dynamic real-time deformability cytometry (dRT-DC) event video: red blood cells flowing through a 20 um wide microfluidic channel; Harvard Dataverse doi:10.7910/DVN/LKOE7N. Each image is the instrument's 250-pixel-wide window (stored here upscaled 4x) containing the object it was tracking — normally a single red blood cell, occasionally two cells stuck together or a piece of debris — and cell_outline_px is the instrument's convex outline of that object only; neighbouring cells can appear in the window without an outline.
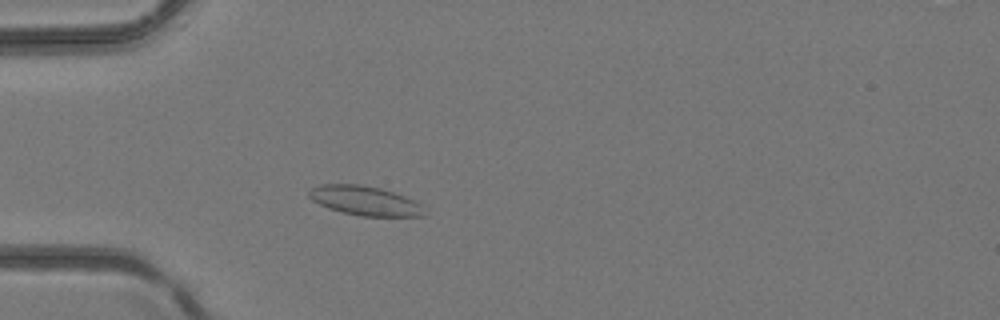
{"species": "common noctule bat (a hibernating species)", "species_latin": "Nyctalus noctula", "temperature_condition": "room temperature", "stored_images_in_passage": 37, "camera_frame_rate_fps": 3000, "um_per_image_px": 0.085, "animal": {"sex": "female", "body_mass_g": 24.6, "forearm_length_mm": 56.2}, "frame": {"image": 1, "passage_image": 8, "time_ms": 2.333, "image_size_px": [1000, 320], "cell_outline_px": [[424, 216], [360, 216], [328, 208], [312, 200], [308, 196], [308, 192], [312, 188], [320, 184], [356, 184], [380, 188], [404, 196], [420, 204]], "centroid_in_image_um": [30.96, 17.05], "position_along_channel_um": 54.0, "area_um2": 19.36}}
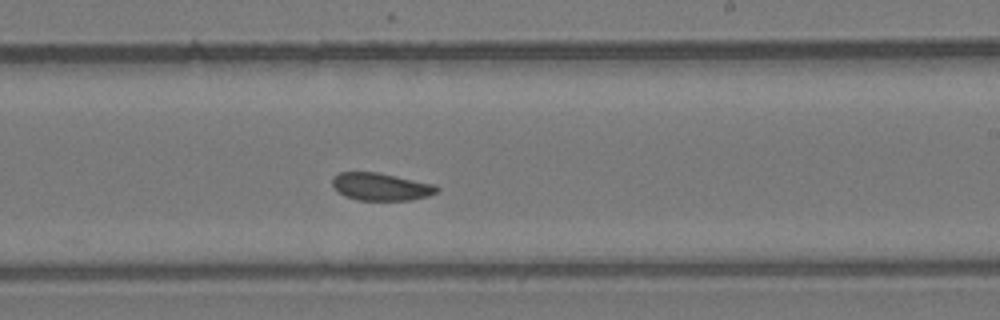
{"frame": {"image": 2, "passage_image": 21, "time_ms": 6.667, "image_size_px": [1000, 320], "cell_outline_px": [[440, 188], [436, 192], [428, 196], [408, 200], [360, 200], [344, 196], [332, 184], [332, 176], [340, 172], [376, 172], [436, 184]], "centroid_in_image_um": [32.39, 15.86], "position_along_channel_um": 256.6, "area_um2": 16.7}}
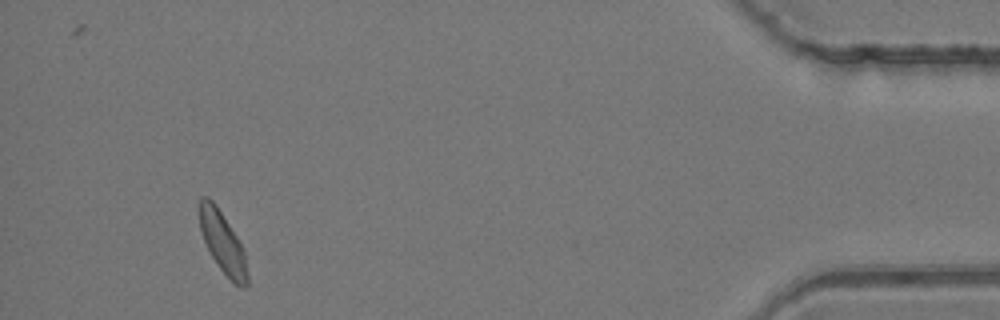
{"frame": {"image": 3, "passage_image": 35, "time_ms": 11.333, "image_size_px": [1000, 320], "cell_outline_px": [[248, 288], [244, 288], [236, 284], [220, 268], [212, 256], [204, 240], [200, 228], [196, 208], [200, 196], [208, 196], [216, 204], [236, 236], [244, 252], [248, 276]], "centroid_in_image_um": [18.88, 20.53], "position_along_channel_um": 416.3, "area_um2": 17.05}}